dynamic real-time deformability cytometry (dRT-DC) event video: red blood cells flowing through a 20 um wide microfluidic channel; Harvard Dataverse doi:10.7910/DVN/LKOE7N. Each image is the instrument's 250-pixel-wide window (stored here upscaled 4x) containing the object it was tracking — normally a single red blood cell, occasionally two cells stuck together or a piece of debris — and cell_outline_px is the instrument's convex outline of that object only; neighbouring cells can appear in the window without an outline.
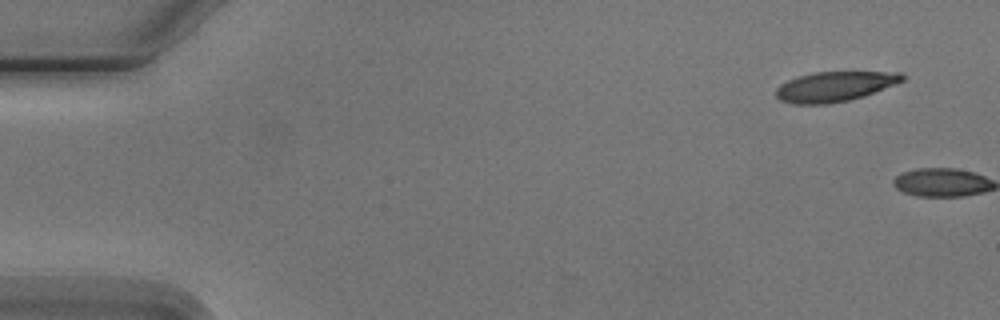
{"species": "Egyptian fruit bat (a non-hibernating species)", "species_latin": "Rousettus aegyptiacus", "temperature_condition": "cold", "stored_images_in_passage": 2, "camera_frame_rate_fps": 3000, "um_per_image_px": 0.085, "animal": {"sex": "male"}, "frame": {"image": 1, "passage_image": 1, "time_ms": 0.0, "image_size_px": [1000, 320], "cell_outline_px": [[904, 80], [864, 96], [848, 100], [828, 104], [792, 104], [780, 100], [776, 96], [776, 88], [780, 84], [788, 80], [800, 76], [816, 72], [900, 72], [904, 76]], "centroid_in_image_um": [70.92, 7.36], "position_along_channel_um": 14.1, "area_um2": 21.85}}